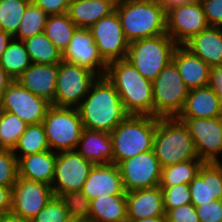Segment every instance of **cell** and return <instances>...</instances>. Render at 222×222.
<instances>
[{
  "instance_id": "obj_1",
  "label": "cell",
  "mask_w": 222,
  "mask_h": 222,
  "mask_svg": "<svg viewBox=\"0 0 222 222\" xmlns=\"http://www.w3.org/2000/svg\"><path fill=\"white\" fill-rule=\"evenodd\" d=\"M83 128L111 133L130 114L115 86L106 76L98 77L77 107Z\"/></svg>"
},
{
  "instance_id": "obj_2",
  "label": "cell",
  "mask_w": 222,
  "mask_h": 222,
  "mask_svg": "<svg viewBox=\"0 0 222 222\" xmlns=\"http://www.w3.org/2000/svg\"><path fill=\"white\" fill-rule=\"evenodd\" d=\"M105 76L115 86L130 115L154 117L152 82L129 61L121 59L109 63Z\"/></svg>"
},
{
  "instance_id": "obj_3",
  "label": "cell",
  "mask_w": 222,
  "mask_h": 222,
  "mask_svg": "<svg viewBox=\"0 0 222 222\" xmlns=\"http://www.w3.org/2000/svg\"><path fill=\"white\" fill-rule=\"evenodd\" d=\"M115 11L129 42L166 34V12L158 0L119 2Z\"/></svg>"
},
{
  "instance_id": "obj_4",
  "label": "cell",
  "mask_w": 222,
  "mask_h": 222,
  "mask_svg": "<svg viewBox=\"0 0 222 222\" xmlns=\"http://www.w3.org/2000/svg\"><path fill=\"white\" fill-rule=\"evenodd\" d=\"M153 150L162 168L199 159L187 125L177 117L158 118Z\"/></svg>"
},
{
  "instance_id": "obj_5",
  "label": "cell",
  "mask_w": 222,
  "mask_h": 222,
  "mask_svg": "<svg viewBox=\"0 0 222 222\" xmlns=\"http://www.w3.org/2000/svg\"><path fill=\"white\" fill-rule=\"evenodd\" d=\"M159 117L129 115L111 133L113 164L153 150V140Z\"/></svg>"
},
{
  "instance_id": "obj_6",
  "label": "cell",
  "mask_w": 222,
  "mask_h": 222,
  "mask_svg": "<svg viewBox=\"0 0 222 222\" xmlns=\"http://www.w3.org/2000/svg\"><path fill=\"white\" fill-rule=\"evenodd\" d=\"M178 44L167 34L130 42L126 60L147 80L153 82L173 60Z\"/></svg>"
},
{
  "instance_id": "obj_7",
  "label": "cell",
  "mask_w": 222,
  "mask_h": 222,
  "mask_svg": "<svg viewBox=\"0 0 222 222\" xmlns=\"http://www.w3.org/2000/svg\"><path fill=\"white\" fill-rule=\"evenodd\" d=\"M42 124L50 150L57 153L75 150L83 131L78 108L51 105Z\"/></svg>"
},
{
  "instance_id": "obj_8",
  "label": "cell",
  "mask_w": 222,
  "mask_h": 222,
  "mask_svg": "<svg viewBox=\"0 0 222 222\" xmlns=\"http://www.w3.org/2000/svg\"><path fill=\"white\" fill-rule=\"evenodd\" d=\"M154 117H177L182 111L189 89L172 60L152 82Z\"/></svg>"
},
{
  "instance_id": "obj_9",
  "label": "cell",
  "mask_w": 222,
  "mask_h": 222,
  "mask_svg": "<svg viewBox=\"0 0 222 222\" xmlns=\"http://www.w3.org/2000/svg\"><path fill=\"white\" fill-rule=\"evenodd\" d=\"M97 78L91 70L62 60L58 64L54 106L77 108Z\"/></svg>"
},
{
  "instance_id": "obj_10",
  "label": "cell",
  "mask_w": 222,
  "mask_h": 222,
  "mask_svg": "<svg viewBox=\"0 0 222 222\" xmlns=\"http://www.w3.org/2000/svg\"><path fill=\"white\" fill-rule=\"evenodd\" d=\"M125 192L152 188L160 184L162 167L154 150L138 155L117 164Z\"/></svg>"
},
{
  "instance_id": "obj_11",
  "label": "cell",
  "mask_w": 222,
  "mask_h": 222,
  "mask_svg": "<svg viewBox=\"0 0 222 222\" xmlns=\"http://www.w3.org/2000/svg\"><path fill=\"white\" fill-rule=\"evenodd\" d=\"M93 166L94 163L86 160L76 150L58 152L51 184L54 196L82 190Z\"/></svg>"
},
{
  "instance_id": "obj_12",
  "label": "cell",
  "mask_w": 222,
  "mask_h": 222,
  "mask_svg": "<svg viewBox=\"0 0 222 222\" xmlns=\"http://www.w3.org/2000/svg\"><path fill=\"white\" fill-rule=\"evenodd\" d=\"M50 106V102L34 95L16 80L0 100V110L17 115L28 125L42 123Z\"/></svg>"
},
{
  "instance_id": "obj_13",
  "label": "cell",
  "mask_w": 222,
  "mask_h": 222,
  "mask_svg": "<svg viewBox=\"0 0 222 222\" xmlns=\"http://www.w3.org/2000/svg\"><path fill=\"white\" fill-rule=\"evenodd\" d=\"M178 119L187 125L198 158L204 163L220 162L222 158V117ZM220 155L221 158H219Z\"/></svg>"
},
{
  "instance_id": "obj_14",
  "label": "cell",
  "mask_w": 222,
  "mask_h": 222,
  "mask_svg": "<svg viewBox=\"0 0 222 222\" xmlns=\"http://www.w3.org/2000/svg\"><path fill=\"white\" fill-rule=\"evenodd\" d=\"M89 30L100 55L107 64L126 59L130 42L125 37L116 11L100 19Z\"/></svg>"
},
{
  "instance_id": "obj_15",
  "label": "cell",
  "mask_w": 222,
  "mask_h": 222,
  "mask_svg": "<svg viewBox=\"0 0 222 222\" xmlns=\"http://www.w3.org/2000/svg\"><path fill=\"white\" fill-rule=\"evenodd\" d=\"M208 27L201 3L188 2L166 12V34L178 45H184Z\"/></svg>"
},
{
  "instance_id": "obj_16",
  "label": "cell",
  "mask_w": 222,
  "mask_h": 222,
  "mask_svg": "<svg viewBox=\"0 0 222 222\" xmlns=\"http://www.w3.org/2000/svg\"><path fill=\"white\" fill-rule=\"evenodd\" d=\"M53 196L49 184L18 177L12 187L11 212L32 220Z\"/></svg>"
},
{
  "instance_id": "obj_17",
  "label": "cell",
  "mask_w": 222,
  "mask_h": 222,
  "mask_svg": "<svg viewBox=\"0 0 222 222\" xmlns=\"http://www.w3.org/2000/svg\"><path fill=\"white\" fill-rule=\"evenodd\" d=\"M65 62L76 64L104 77L108 64L103 60L89 28H77L70 44L62 53Z\"/></svg>"
},
{
  "instance_id": "obj_18",
  "label": "cell",
  "mask_w": 222,
  "mask_h": 222,
  "mask_svg": "<svg viewBox=\"0 0 222 222\" xmlns=\"http://www.w3.org/2000/svg\"><path fill=\"white\" fill-rule=\"evenodd\" d=\"M189 188L194 206L222 200V162L203 163Z\"/></svg>"
},
{
  "instance_id": "obj_19",
  "label": "cell",
  "mask_w": 222,
  "mask_h": 222,
  "mask_svg": "<svg viewBox=\"0 0 222 222\" xmlns=\"http://www.w3.org/2000/svg\"><path fill=\"white\" fill-rule=\"evenodd\" d=\"M81 191L90 201L107 194L126 195L119 168L113 163L94 164Z\"/></svg>"
},
{
  "instance_id": "obj_20",
  "label": "cell",
  "mask_w": 222,
  "mask_h": 222,
  "mask_svg": "<svg viewBox=\"0 0 222 222\" xmlns=\"http://www.w3.org/2000/svg\"><path fill=\"white\" fill-rule=\"evenodd\" d=\"M57 77L58 64L32 63L15 80L34 95L44 98L54 105Z\"/></svg>"
},
{
  "instance_id": "obj_21",
  "label": "cell",
  "mask_w": 222,
  "mask_h": 222,
  "mask_svg": "<svg viewBox=\"0 0 222 222\" xmlns=\"http://www.w3.org/2000/svg\"><path fill=\"white\" fill-rule=\"evenodd\" d=\"M126 209L128 220L165 216L161 187L126 192Z\"/></svg>"
},
{
  "instance_id": "obj_22",
  "label": "cell",
  "mask_w": 222,
  "mask_h": 222,
  "mask_svg": "<svg viewBox=\"0 0 222 222\" xmlns=\"http://www.w3.org/2000/svg\"><path fill=\"white\" fill-rule=\"evenodd\" d=\"M173 61L189 90L208 86L211 67L184 45H178Z\"/></svg>"
},
{
  "instance_id": "obj_23",
  "label": "cell",
  "mask_w": 222,
  "mask_h": 222,
  "mask_svg": "<svg viewBox=\"0 0 222 222\" xmlns=\"http://www.w3.org/2000/svg\"><path fill=\"white\" fill-rule=\"evenodd\" d=\"M222 117V106L216 93L209 87L189 90L184 107L177 118Z\"/></svg>"
},
{
  "instance_id": "obj_24",
  "label": "cell",
  "mask_w": 222,
  "mask_h": 222,
  "mask_svg": "<svg viewBox=\"0 0 222 222\" xmlns=\"http://www.w3.org/2000/svg\"><path fill=\"white\" fill-rule=\"evenodd\" d=\"M75 150L94 164L113 163L110 133L83 128Z\"/></svg>"
},
{
  "instance_id": "obj_25",
  "label": "cell",
  "mask_w": 222,
  "mask_h": 222,
  "mask_svg": "<svg viewBox=\"0 0 222 222\" xmlns=\"http://www.w3.org/2000/svg\"><path fill=\"white\" fill-rule=\"evenodd\" d=\"M184 46L210 67L222 65V27L209 26Z\"/></svg>"
},
{
  "instance_id": "obj_26",
  "label": "cell",
  "mask_w": 222,
  "mask_h": 222,
  "mask_svg": "<svg viewBox=\"0 0 222 222\" xmlns=\"http://www.w3.org/2000/svg\"><path fill=\"white\" fill-rule=\"evenodd\" d=\"M56 159L57 152L52 150L20 157L18 159V177L43 182L51 186L55 174Z\"/></svg>"
},
{
  "instance_id": "obj_27",
  "label": "cell",
  "mask_w": 222,
  "mask_h": 222,
  "mask_svg": "<svg viewBox=\"0 0 222 222\" xmlns=\"http://www.w3.org/2000/svg\"><path fill=\"white\" fill-rule=\"evenodd\" d=\"M118 2L71 0L67 14L78 28H90L115 11Z\"/></svg>"
},
{
  "instance_id": "obj_28",
  "label": "cell",
  "mask_w": 222,
  "mask_h": 222,
  "mask_svg": "<svg viewBox=\"0 0 222 222\" xmlns=\"http://www.w3.org/2000/svg\"><path fill=\"white\" fill-rule=\"evenodd\" d=\"M90 218L98 222H128L126 195H103L90 201Z\"/></svg>"
},
{
  "instance_id": "obj_29",
  "label": "cell",
  "mask_w": 222,
  "mask_h": 222,
  "mask_svg": "<svg viewBox=\"0 0 222 222\" xmlns=\"http://www.w3.org/2000/svg\"><path fill=\"white\" fill-rule=\"evenodd\" d=\"M23 43L32 63L59 64L63 60L62 52L44 32L23 40Z\"/></svg>"
},
{
  "instance_id": "obj_30",
  "label": "cell",
  "mask_w": 222,
  "mask_h": 222,
  "mask_svg": "<svg viewBox=\"0 0 222 222\" xmlns=\"http://www.w3.org/2000/svg\"><path fill=\"white\" fill-rule=\"evenodd\" d=\"M78 27L73 23L67 13L49 15L44 33L51 42L63 53L70 44L75 30Z\"/></svg>"
},
{
  "instance_id": "obj_31",
  "label": "cell",
  "mask_w": 222,
  "mask_h": 222,
  "mask_svg": "<svg viewBox=\"0 0 222 222\" xmlns=\"http://www.w3.org/2000/svg\"><path fill=\"white\" fill-rule=\"evenodd\" d=\"M50 150V146L42 123L27 125L25 132L20 136L13 153L17 159L30 154L42 153ZM19 152V153H18Z\"/></svg>"
},
{
  "instance_id": "obj_32",
  "label": "cell",
  "mask_w": 222,
  "mask_h": 222,
  "mask_svg": "<svg viewBox=\"0 0 222 222\" xmlns=\"http://www.w3.org/2000/svg\"><path fill=\"white\" fill-rule=\"evenodd\" d=\"M203 163L200 159H193L163 167L159 186L172 187L180 184H190Z\"/></svg>"
},
{
  "instance_id": "obj_33",
  "label": "cell",
  "mask_w": 222,
  "mask_h": 222,
  "mask_svg": "<svg viewBox=\"0 0 222 222\" xmlns=\"http://www.w3.org/2000/svg\"><path fill=\"white\" fill-rule=\"evenodd\" d=\"M0 64L14 79L18 78L32 64L22 40L12 39L1 55Z\"/></svg>"
},
{
  "instance_id": "obj_34",
  "label": "cell",
  "mask_w": 222,
  "mask_h": 222,
  "mask_svg": "<svg viewBox=\"0 0 222 222\" xmlns=\"http://www.w3.org/2000/svg\"><path fill=\"white\" fill-rule=\"evenodd\" d=\"M31 0H0V30L14 36Z\"/></svg>"
},
{
  "instance_id": "obj_35",
  "label": "cell",
  "mask_w": 222,
  "mask_h": 222,
  "mask_svg": "<svg viewBox=\"0 0 222 222\" xmlns=\"http://www.w3.org/2000/svg\"><path fill=\"white\" fill-rule=\"evenodd\" d=\"M48 16L40 7L31 2L25 10L17 33L13 36L14 39L23 41L43 33Z\"/></svg>"
},
{
  "instance_id": "obj_36",
  "label": "cell",
  "mask_w": 222,
  "mask_h": 222,
  "mask_svg": "<svg viewBox=\"0 0 222 222\" xmlns=\"http://www.w3.org/2000/svg\"><path fill=\"white\" fill-rule=\"evenodd\" d=\"M27 125L17 115L0 110V148L13 150Z\"/></svg>"
},
{
  "instance_id": "obj_37",
  "label": "cell",
  "mask_w": 222,
  "mask_h": 222,
  "mask_svg": "<svg viewBox=\"0 0 222 222\" xmlns=\"http://www.w3.org/2000/svg\"><path fill=\"white\" fill-rule=\"evenodd\" d=\"M59 198L63 201L72 221L90 218V200L81 190L62 193Z\"/></svg>"
},
{
  "instance_id": "obj_38",
  "label": "cell",
  "mask_w": 222,
  "mask_h": 222,
  "mask_svg": "<svg viewBox=\"0 0 222 222\" xmlns=\"http://www.w3.org/2000/svg\"><path fill=\"white\" fill-rule=\"evenodd\" d=\"M71 218L63 201L53 196L46 206L31 220V222H71Z\"/></svg>"
},
{
  "instance_id": "obj_39",
  "label": "cell",
  "mask_w": 222,
  "mask_h": 222,
  "mask_svg": "<svg viewBox=\"0 0 222 222\" xmlns=\"http://www.w3.org/2000/svg\"><path fill=\"white\" fill-rule=\"evenodd\" d=\"M18 178V159L12 149L0 148V185L12 188Z\"/></svg>"
},
{
  "instance_id": "obj_40",
  "label": "cell",
  "mask_w": 222,
  "mask_h": 222,
  "mask_svg": "<svg viewBox=\"0 0 222 222\" xmlns=\"http://www.w3.org/2000/svg\"><path fill=\"white\" fill-rule=\"evenodd\" d=\"M163 193L164 209H174L183 205L191 204L189 184H180L172 187H161Z\"/></svg>"
},
{
  "instance_id": "obj_41",
  "label": "cell",
  "mask_w": 222,
  "mask_h": 222,
  "mask_svg": "<svg viewBox=\"0 0 222 222\" xmlns=\"http://www.w3.org/2000/svg\"><path fill=\"white\" fill-rule=\"evenodd\" d=\"M194 207L200 222H222V200Z\"/></svg>"
},
{
  "instance_id": "obj_42",
  "label": "cell",
  "mask_w": 222,
  "mask_h": 222,
  "mask_svg": "<svg viewBox=\"0 0 222 222\" xmlns=\"http://www.w3.org/2000/svg\"><path fill=\"white\" fill-rule=\"evenodd\" d=\"M165 217L166 222H200L193 204L169 209L166 212Z\"/></svg>"
},
{
  "instance_id": "obj_43",
  "label": "cell",
  "mask_w": 222,
  "mask_h": 222,
  "mask_svg": "<svg viewBox=\"0 0 222 222\" xmlns=\"http://www.w3.org/2000/svg\"><path fill=\"white\" fill-rule=\"evenodd\" d=\"M209 26L222 27V0L201 2Z\"/></svg>"
},
{
  "instance_id": "obj_44",
  "label": "cell",
  "mask_w": 222,
  "mask_h": 222,
  "mask_svg": "<svg viewBox=\"0 0 222 222\" xmlns=\"http://www.w3.org/2000/svg\"><path fill=\"white\" fill-rule=\"evenodd\" d=\"M47 15H60L68 11L71 0H31Z\"/></svg>"
},
{
  "instance_id": "obj_45",
  "label": "cell",
  "mask_w": 222,
  "mask_h": 222,
  "mask_svg": "<svg viewBox=\"0 0 222 222\" xmlns=\"http://www.w3.org/2000/svg\"><path fill=\"white\" fill-rule=\"evenodd\" d=\"M208 86L216 93L222 106V65L211 67Z\"/></svg>"
},
{
  "instance_id": "obj_46",
  "label": "cell",
  "mask_w": 222,
  "mask_h": 222,
  "mask_svg": "<svg viewBox=\"0 0 222 222\" xmlns=\"http://www.w3.org/2000/svg\"><path fill=\"white\" fill-rule=\"evenodd\" d=\"M12 188L0 185V217L11 212Z\"/></svg>"
},
{
  "instance_id": "obj_47",
  "label": "cell",
  "mask_w": 222,
  "mask_h": 222,
  "mask_svg": "<svg viewBox=\"0 0 222 222\" xmlns=\"http://www.w3.org/2000/svg\"><path fill=\"white\" fill-rule=\"evenodd\" d=\"M15 79L12 78L0 64V100L7 88Z\"/></svg>"
},
{
  "instance_id": "obj_48",
  "label": "cell",
  "mask_w": 222,
  "mask_h": 222,
  "mask_svg": "<svg viewBox=\"0 0 222 222\" xmlns=\"http://www.w3.org/2000/svg\"><path fill=\"white\" fill-rule=\"evenodd\" d=\"M160 5L164 8L165 12L175 8L179 5L188 3V2H198L201 3L203 0H158Z\"/></svg>"
},
{
  "instance_id": "obj_49",
  "label": "cell",
  "mask_w": 222,
  "mask_h": 222,
  "mask_svg": "<svg viewBox=\"0 0 222 222\" xmlns=\"http://www.w3.org/2000/svg\"><path fill=\"white\" fill-rule=\"evenodd\" d=\"M14 37L10 35L9 33L4 32L3 30H0V58L3 52L7 49L10 42L12 41Z\"/></svg>"
},
{
  "instance_id": "obj_50",
  "label": "cell",
  "mask_w": 222,
  "mask_h": 222,
  "mask_svg": "<svg viewBox=\"0 0 222 222\" xmlns=\"http://www.w3.org/2000/svg\"><path fill=\"white\" fill-rule=\"evenodd\" d=\"M0 222H31V220L24 219L23 217H20L10 212L1 216Z\"/></svg>"
},
{
  "instance_id": "obj_51",
  "label": "cell",
  "mask_w": 222,
  "mask_h": 222,
  "mask_svg": "<svg viewBox=\"0 0 222 222\" xmlns=\"http://www.w3.org/2000/svg\"><path fill=\"white\" fill-rule=\"evenodd\" d=\"M128 222H166V217L165 216H158V217H152V218L128 220Z\"/></svg>"
},
{
  "instance_id": "obj_52",
  "label": "cell",
  "mask_w": 222,
  "mask_h": 222,
  "mask_svg": "<svg viewBox=\"0 0 222 222\" xmlns=\"http://www.w3.org/2000/svg\"><path fill=\"white\" fill-rule=\"evenodd\" d=\"M76 222H98V221L92 218H84L81 220H77Z\"/></svg>"
},
{
  "instance_id": "obj_53",
  "label": "cell",
  "mask_w": 222,
  "mask_h": 222,
  "mask_svg": "<svg viewBox=\"0 0 222 222\" xmlns=\"http://www.w3.org/2000/svg\"><path fill=\"white\" fill-rule=\"evenodd\" d=\"M101 1H105V2H117L116 0H101Z\"/></svg>"
},
{
  "instance_id": "obj_54",
  "label": "cell",
  "mask_w": 222,
  "mask_h": 222,
  "mask_svg": "<svg viewBox=\"0 0 222 222\" xmlns=\"http://www.w3.org/2000/svg\"><path fill=\"white\" fill-rule=\"evenodd\" d=\"M118 3L123 1H130V0H116Z\"/></svg>"
}]
</instances>
